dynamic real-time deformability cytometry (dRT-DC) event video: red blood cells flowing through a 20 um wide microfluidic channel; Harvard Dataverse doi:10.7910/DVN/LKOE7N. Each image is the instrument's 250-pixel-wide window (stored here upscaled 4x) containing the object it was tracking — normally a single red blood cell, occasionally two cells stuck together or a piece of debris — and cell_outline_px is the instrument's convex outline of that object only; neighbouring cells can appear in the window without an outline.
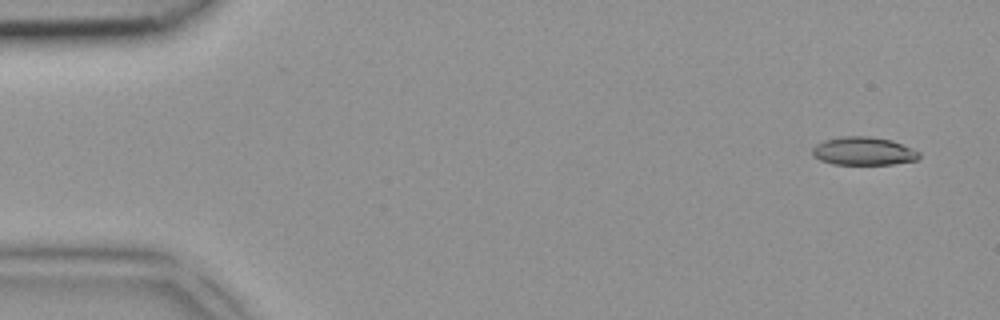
{"species": "common noctule bat (a hibernating species)", "species_latin": "Nyctalus noctula", "temperature_condition": "room temperature", "stored_images_in_passage": 3, "camera_frame_rate_fps": 3000, "um_per_image_px": 0.085, "animal": {"sex": "female", "body_mass_g": 18.4}, "frame": {"image": 1, "passage_image": 1, "time_ms": 0.0, "image_size_px": [1000, 320], "cell_outline_px": [[920, 156], [916, 160], [892, 164], [832, 164], [820, 160], [812, 156], [812, 148], [816, 144], [824, 140], [840, 136], [868, 136], [892, 140], [920, 152]], "centroid_in_image_um": [73.36, 12.84], "position_along_channel_um": 11.6, "area_um2": 17.57}}